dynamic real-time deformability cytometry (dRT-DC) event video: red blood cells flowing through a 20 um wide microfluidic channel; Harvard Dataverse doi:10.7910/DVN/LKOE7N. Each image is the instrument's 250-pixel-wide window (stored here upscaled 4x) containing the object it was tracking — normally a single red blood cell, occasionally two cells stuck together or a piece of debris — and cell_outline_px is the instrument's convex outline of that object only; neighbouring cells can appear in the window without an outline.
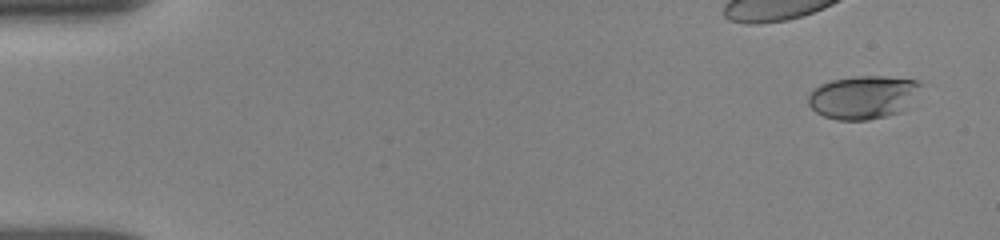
{"species": "human", "species_latin": "Homo sapiens", "temperature_condition": "room temperature", "stored_images_in_passage": 11, "camera_frame_rate_fps": 3000, "um_per_image_px": 0.085, "donor": {"sex": "female"}, "frame": {"image": 1, "passage_image": 2, "time_ms": 0.667, "image_size_px": [1000, 240], "cell_outline_px": [[924, 84], [900, 112], [868, 120], [836, 120], [824, 116], [816, 112], [808, 104], [808, 96], [812, 88], [820, 84], [832, 80], [856, 76], [884, 76], [916, 80]], "centroid_in_image_um": [73.31, 8.25], "position_along_channel_um": 11.7, "area_um2": 28.21}}
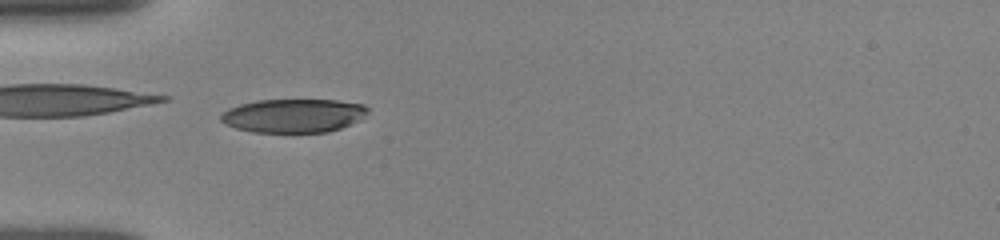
{"frame": {"image": 2, "passage_image": 7, "time_ms": 5.333, "image_size_px": [1000, 240], "cell_outline_px": [[368, 112], [360, 120], [340, 128], [328, 132], [252, 132], [236, 128], [224, 124], [220, 120], [220, 116], [228, 108], [240, 104], [256, 100], [336, 100], [364, 104], [368, 108]], "centroid_in_image_um": [24.94, 9.83], "position_along_channel_um": 60.1, "area_um2": 28.9}}
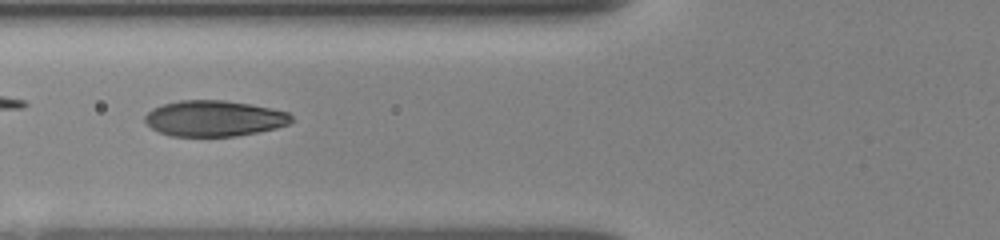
{"frame": {"image": 3, "passage_image": 10, "time_ms": 6.667, "image_size_px": [1000, 240], "cell_outline_px": [[292, 120], [288, 124], [276, 128], [236, 136], [172, 136], [160, 132], [152, 128], [144, 120], [144, 116], [152, 108], [164, 104], [180, 100], [224, 100], [252, 104], [288, 112], [292, 116]], "centroid_in_image_um": [18.2, 10.06], "position_along_channel_um": 107.6, "area_um2": 30.52}}